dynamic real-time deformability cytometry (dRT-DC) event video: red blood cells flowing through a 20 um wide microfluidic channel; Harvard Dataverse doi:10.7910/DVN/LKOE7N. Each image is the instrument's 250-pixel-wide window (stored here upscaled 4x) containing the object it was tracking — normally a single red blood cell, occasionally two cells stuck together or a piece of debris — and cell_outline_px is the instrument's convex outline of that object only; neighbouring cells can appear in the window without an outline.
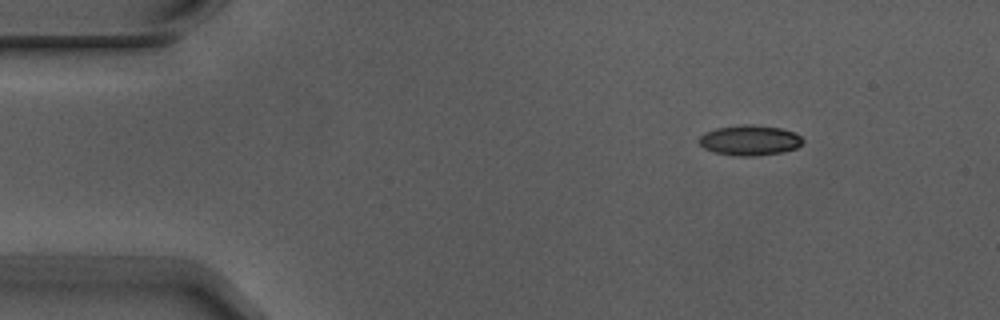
{"species": "Egyptian fruit bat (a non-hibernating species)", "species_latin": "Rousettus aegyptiacus", "temperature_condition": "warm", "stored_images_in_passage": 6, "camera_frame_rate_fps": 3000, "um_per_image_px": 0.085, "animal": {"sex": "male"}, "frame": {"image": 1, "passage_image": 1, "time_ms": 0.0, "image_size_px": [1000, 320], "cell_outline_px": [[804, 140], [796, 148], [784, 152], [756, 156], [740, 156], [712, 152], [704, 148], [700, 144], [700, 136], [704, 132], [716, 128], [744, 124], [780, 128], [792, 132], [800, 136]], "centroid_in_image_um": [63.71, 11.93], "position_along_channel_um": 21.3, "area_um2": 18.15}}
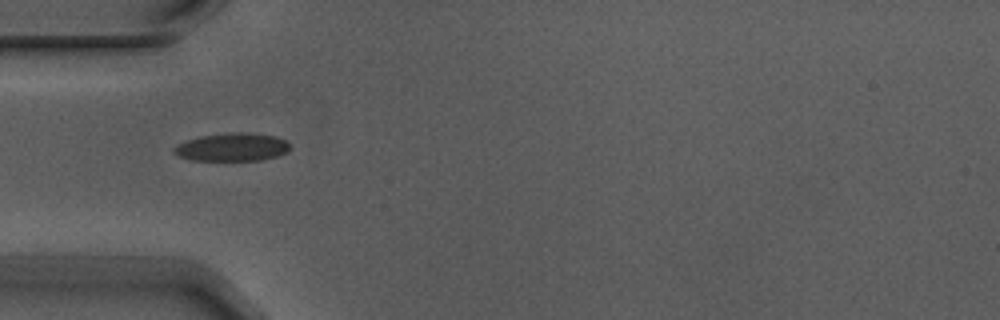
{"frame": {"image": 2, "passage_image": 4, "time_ms": 1.0, "image_size_px": [1000, 320], "cell_outline_px": [[288, 152], [276, 156], [260, 160], [192, 160], [180, 156], [172, 152], [172, 148], [188, 140], [200, 136], [232, 132], [248, 132], [276, 136], [284, 140], [288, 144]], "centroid_in_image_um": [19.73, 12.5], "position_along_channel_um": 65.3, "area_um2": 18.79}}
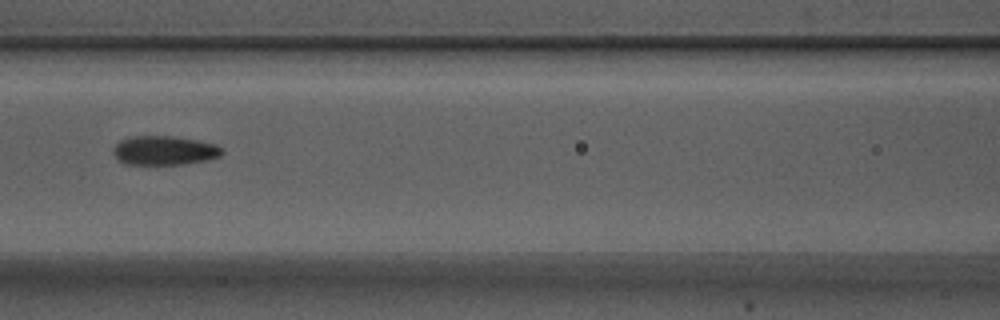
{"frame": {"image": 3, "passage_image": 6, "time_ms": 1.667, "image_size_px": [1000, 320], "cell_outline_px": [[224, 152], [220, 156], [204, 160], [184, 164], [128, 164], [120, 160], [112, 152], [116, 144], [120, 140], [132, 136], [168, 136], [196, 140], [216, 144], [224, 148]], "centroid_in_image_um": [13.99, 12.78], "position_along_channel_um": 152.6, "area_um2": 18.26}}